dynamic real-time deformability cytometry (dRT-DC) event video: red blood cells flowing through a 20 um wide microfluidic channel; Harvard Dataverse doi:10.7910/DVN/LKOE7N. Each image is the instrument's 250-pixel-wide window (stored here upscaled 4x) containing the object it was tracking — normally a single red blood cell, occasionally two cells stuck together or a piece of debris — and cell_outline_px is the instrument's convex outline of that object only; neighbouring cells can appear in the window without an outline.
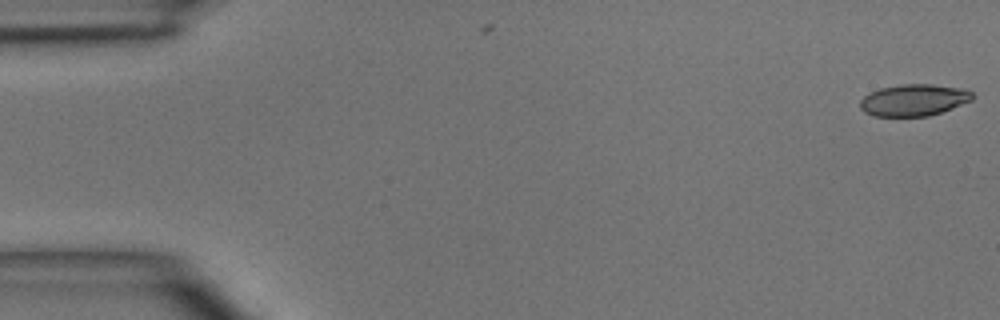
{"species": "common noctule bat (a hibernating species)", "species_latin": "Nyctalus noctula", "temperature_condition": "room temperature", "stored_images_in_passage": 5, "camera_frame_rate_fps": 3000, "um_per_image_px": 0.085, "animal": {"sex": "male", "body_mass_g": 15.6}, "frame": {"image": 1, "passage_image": 1, "time_ms": 0.0, "image_size_px": [1000, 320], "cell_outline_px": [[972, 100], [940, 112], [928, 116], [872, 116], [864, 112], [860, 108], [860, 100], [864, 96], [880, 88], [900, 84], [932, 84], [964, 88], [972, 92]], "centroid_in_image_um": [77.65, 8.5], "position_along_channel_um": 7.4, "area_um2": 20.69}}